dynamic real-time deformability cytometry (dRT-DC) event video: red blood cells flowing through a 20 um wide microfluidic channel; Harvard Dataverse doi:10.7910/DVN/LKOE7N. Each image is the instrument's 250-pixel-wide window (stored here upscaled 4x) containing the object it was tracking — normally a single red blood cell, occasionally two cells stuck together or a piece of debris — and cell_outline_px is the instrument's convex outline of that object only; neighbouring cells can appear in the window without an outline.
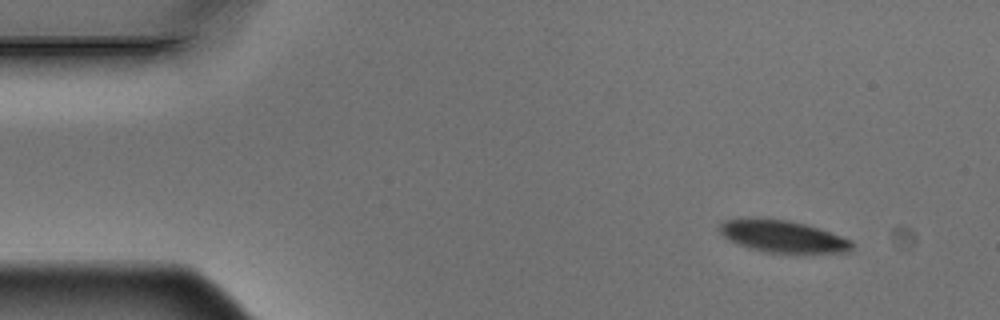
{"species": "Egyptian fruit bat (a non-hibernating species)", "species_latin": "Rousettus aegyptiacus", "temperature_condition": "warm", "stored_images_in_passage": 9, "camera_frame_rate_fps": 3000, "um_per_image_px": 0.085, "animal": {"sex": "male"}, "frame": {"image": 1, "passage_image": 1, "time_ms": 0.0, "image_size_px": [1000, 320], "cell_outline_px": [[852, 248], [848, 252], [800, 256], [764, 252], [748, 248], [736, 244], [728, 240], [720, 232], [720, 224], [724, 220], [788, 220], [804, 224], [852, 240]], "centroid_in_image_um": [66.61, 20.19], "position_along_channel_um": 18.4, "area_um2": 24.97}}
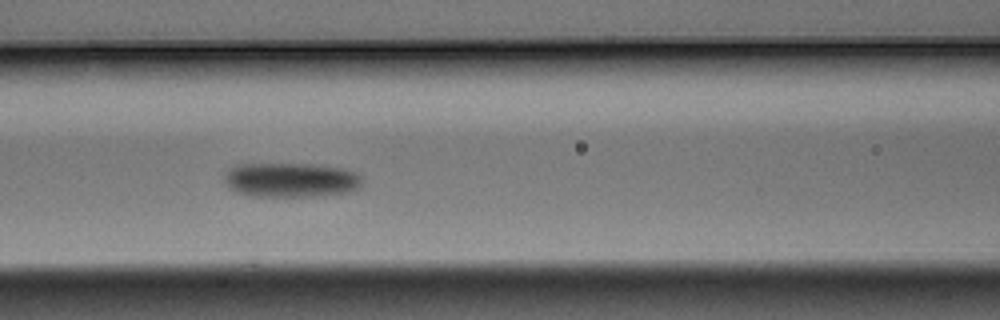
{"frame": {"image": 2, "passage_image": 6, "time_ms": 1.667, "image_size_px": [1000, 320], "cell_outline_px": [[364, 180], [360, 188], [348, 192], [312, 196], [252, 196], [236, 192], [228, 188], [224, 184], [224, 172], [228, 168], [236, 164], [316, 164], [344, 168], [360, 176]], "centroid_in_image_um": [24.68, 15.29], "position_along_channel_um": 141.9, "area_um2": 28.09}}
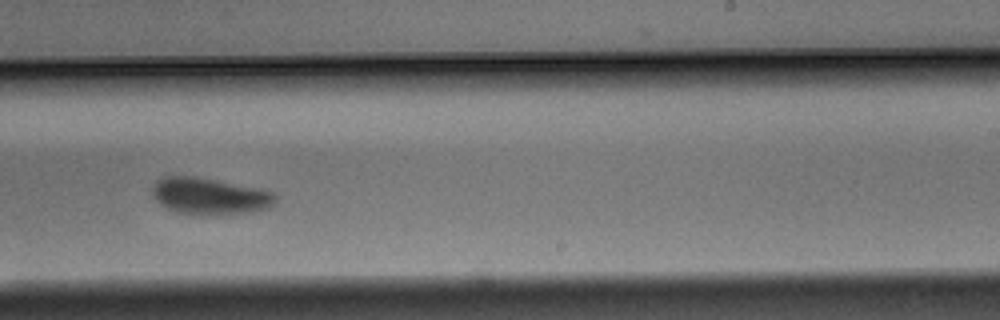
{"frame": {"image": 3, "passage_image": 9, "time_ms": 2.667, "image_size_px": [1000, 320], "cell_outline_px": [[276, 200], [268, 208], [248, 212], [176, 212], [160, 204], [152, 196], [152, 188], [156, 180], [164, 176], [192, 176], [260, 188], [272, 192], [276, 196]], "centroid_in_image_um": [17.78, 16.62], "position_along_channel_um": 271.2, "area_um2": 25.32}}